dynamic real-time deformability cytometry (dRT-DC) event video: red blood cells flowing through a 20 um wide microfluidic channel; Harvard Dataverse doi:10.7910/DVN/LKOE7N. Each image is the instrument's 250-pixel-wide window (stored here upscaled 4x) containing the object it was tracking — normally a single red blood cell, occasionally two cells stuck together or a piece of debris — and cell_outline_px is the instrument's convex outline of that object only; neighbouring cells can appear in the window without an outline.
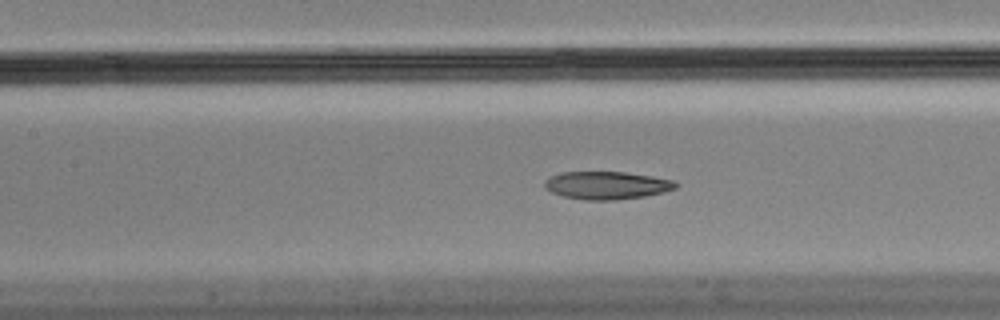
{"species": "Egyptian fruit bat (a non-hibernating species)", "species_latin": "Rousettus aegyptiacus", "temperature_condition": "cold", "stored_images_in_passage": 14, "camera_frame_rate_fps": 3000, "um_per_image_px": 0.085, "animal": {"sex": "male"}, "frame": {"image": 1, "passage_image": 11, "time_ms": 3.333, "image_size_px": [1000, 320], "cell_outline_px": [[680, 184], [676, 188], [664, 192], [644, 196], [616, 200], [584, 200], [564, 196], [552, 192], [544, 188], [544, 180], [548, 176], [560, 172], [624, 172], [652, 176], [672, 180]], "centroid_in_image_um": [51.55, 15.75], "position_along_channel_um": 155.9, "area_um2": 21.39}}